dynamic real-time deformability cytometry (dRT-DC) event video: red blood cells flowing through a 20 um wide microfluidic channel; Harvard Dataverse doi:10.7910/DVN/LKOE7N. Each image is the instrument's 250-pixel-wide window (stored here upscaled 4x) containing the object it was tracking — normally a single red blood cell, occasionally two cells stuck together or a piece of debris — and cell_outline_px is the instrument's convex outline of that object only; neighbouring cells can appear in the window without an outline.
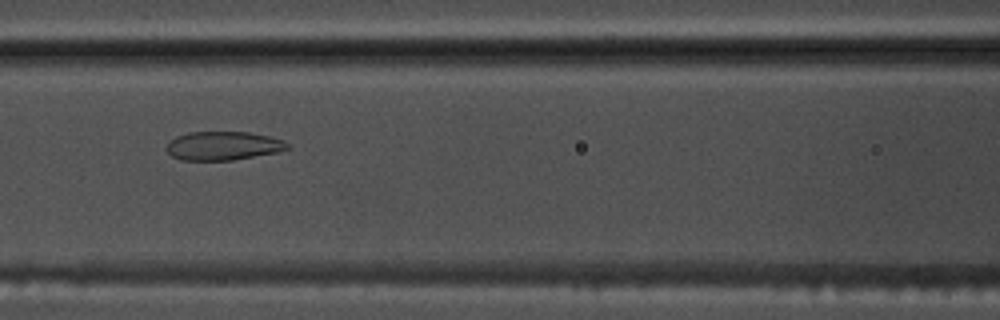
{"species": "common noctule bat (a hibernating species)", "species_latin": "Nyctalus noctula", "temperature_condition": "warm", "stored_images_in_passage": 40, "camera_frame_rate_fps": 3000, "um_per_image_px": 0.085, "animal": {"sex": "male", "body_mass_g": 17.5, "forearm_length_mm": 52.3}, "frame": {"image": 1, "passage_image": 9, "time_ms": 2.667, "image_size_px": [1000, 320], "cell_outline_px": [[292, 148], [276, 152], [232, 160], [180, 160], [172, 156], [168, 152], [168, 140], [176, 136], [188, 132], [248, 132], [268, 136], [284, 140]], "centroid_in_image_um": [18.96, 12.39], "position_along_channel_um": 147.6, "area_um2": 20.17}}
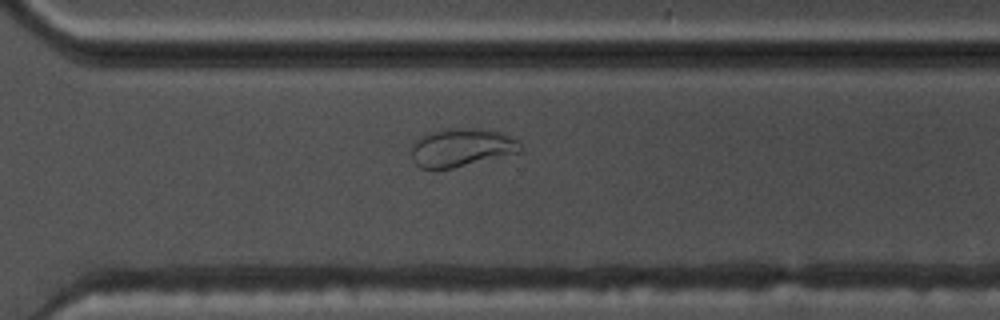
{"frame": {"image": 2, "passage_image": 24, "time_ms": 7.667, "image_size_px": [1000, 320], "cell_outline_px": [[524, 148], [520, 152], [452, 168], [420, 168], [412, 160], [412, 144], [420, 136], [432, 132], [456, 128], [480, 128], [500, 132], [516, 140]], "centroid_in_image_um": [39.22, 12.54], "position_along_channel_um": 331.4, "area_um2": 23.99}}
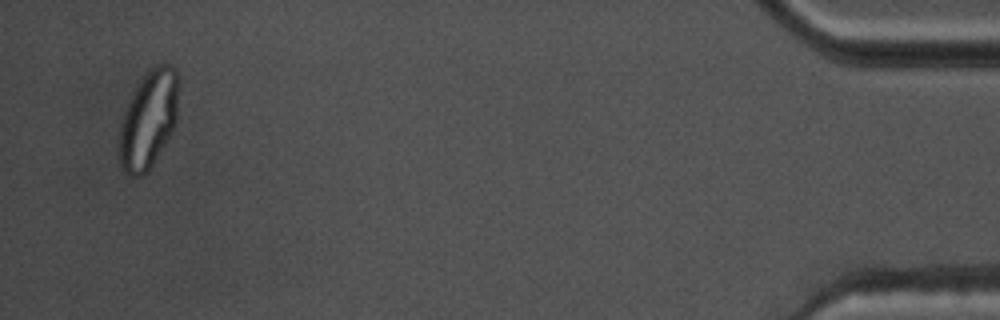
{"frame": {"image": 3, "passage_image": 38, "time_ms": 12.333, "image_size_px": [1000, 320], "cell_outline_px": [[176, 124], [148, 172], [144, 176], [128, 176], [120, 168], [120, 124], [124, 112], [132, 92], [140, 80], [156, 64], [168, 64], [176, 72]], "centroid_in_image_um": [12.58, 10.22], "position_along_channel_um": 422.6, "area_um2": 33.18}, "authors_computed_cell_mechanics": {"area_um2": 23.4668, "velocity_mm_per_s": 3.6808, "shape_relaxation_time_tau1_ms": null, "shape_relaxation_time_tau2_ms": 1.1778, "deformation_change_tau1": null, "deformation_change_tau2": 0.0668}}